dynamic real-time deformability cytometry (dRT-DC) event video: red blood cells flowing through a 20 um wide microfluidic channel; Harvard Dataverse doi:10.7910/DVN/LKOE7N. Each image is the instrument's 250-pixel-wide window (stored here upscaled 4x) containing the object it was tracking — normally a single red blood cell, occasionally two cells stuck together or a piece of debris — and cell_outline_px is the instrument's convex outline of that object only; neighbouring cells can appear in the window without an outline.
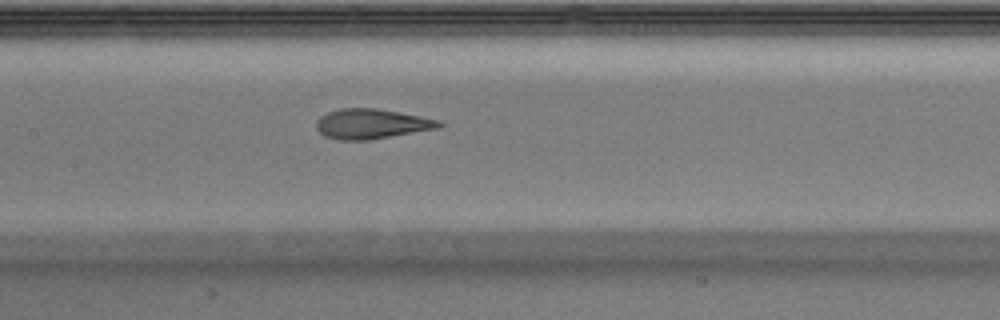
{"species": "Egyptian fruit bat (a non-hibernating species)", "species_latin": "Rousettus aegyptiacus", "temperature_condition": "warm", "stored_images_in_passage": 37, "camera_frame_rate_fps": 3000, "um_per_image_px": 0.085, "animal": {"sex": "male"}, "frame": {"image": 1, "passage_image": 16, "time_ms": 5.0, "image_size_px": [1000, 320], "cell_outline_px": [[444, 124], [440, 128], [368, 140], [340, 140], [324, 136], [316, 128], [316, 120], [320, 116], [328, 112], [340, 108], [376, 108], [420, 116], [440, 120]], "centroid_in_image_um": [31.58, 10.53], "position_along_channel_um": 175.8, "area_um2": 21.44}}